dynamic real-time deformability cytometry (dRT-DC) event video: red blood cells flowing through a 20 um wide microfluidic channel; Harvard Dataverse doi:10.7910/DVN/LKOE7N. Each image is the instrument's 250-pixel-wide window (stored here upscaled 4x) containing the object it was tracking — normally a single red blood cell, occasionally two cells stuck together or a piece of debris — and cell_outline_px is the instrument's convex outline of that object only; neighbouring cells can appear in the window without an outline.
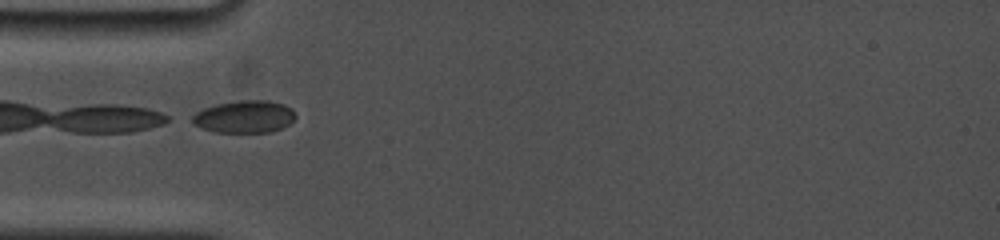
{"species": "common noctule bat (a hibernating species)", "species_latin": "Nyctalus noctula", "temperature_condition": "cold", "stored_images_in_passage": 9, "camera_frame_rate_fps": 5000, "um_per_image_px": 0.085, "animal": {"sex": "female", "body_mass_g": 19.0, "forearm_length_mm": 53.3}, "frame": {"image": 1, "passage_image": 1, "time_ms": 0.0, "image_size_px": [1000, 240], "cell_outline_px": [[296, 116], [288, 124], [272, 132], [216, 132], [200, 128], [192, 120], [192, 116], [196, 112], [204, 108], [216, 104], [240, 100], [268, 100], [284, 104], [292, 108]], "centroid_in_image_um": [20.78, 9.91], "position_along_channel_um": 64.2, "area_um2": 19.42}}
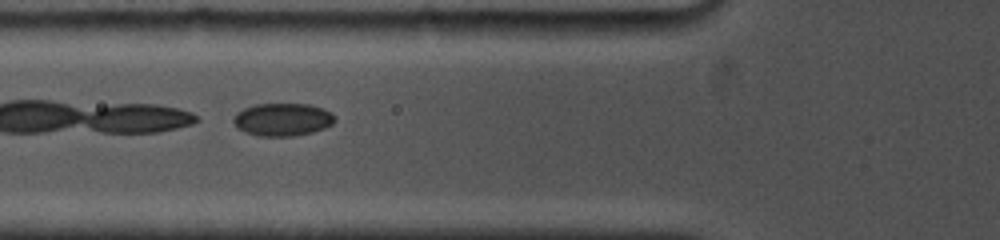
{"frame": {"image": 2, "passage_image": 3, "time_ms": 1.0, "image_size_px": [1000, 240], "cell_outline_px": [[336, 120], [332, 124], [324, 128], [312, 132], [292, 136], [256, 136], [244, 132], [236, 128], [232, 120], [236, 112], [244, 108], [256, 104], [308, 104], [324, 108], [332, 112]], "centroid_in_image_um": [24.0, 10.16], "position_along_channel_um": 101.8, "area_um2": 19.59}}
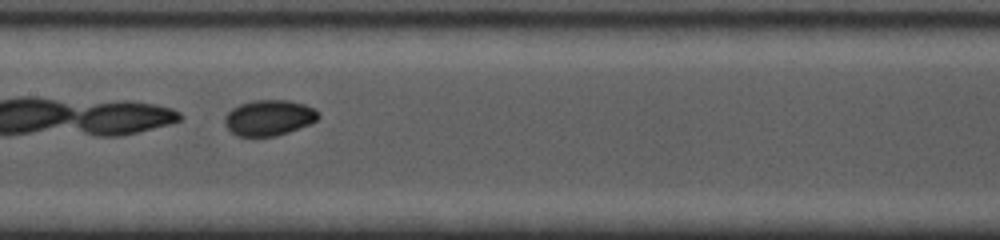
{"frame": {"image": 3, "passage_image": 7, "time_ms": 3.2, "image_size_px": [1000, 240], "cell_outline_px": [[320, 116], [312, 124], [276, 136], [236, 136], [224, 124], [224, 116], [232, 108], [240, 104], [252, 100], [288, 100], [304, 104], [320, 112]], "centroid_in_image_um": [22.87, 10.01], "position_along_channel_um": 184.5, "area_um2": 19.59}}